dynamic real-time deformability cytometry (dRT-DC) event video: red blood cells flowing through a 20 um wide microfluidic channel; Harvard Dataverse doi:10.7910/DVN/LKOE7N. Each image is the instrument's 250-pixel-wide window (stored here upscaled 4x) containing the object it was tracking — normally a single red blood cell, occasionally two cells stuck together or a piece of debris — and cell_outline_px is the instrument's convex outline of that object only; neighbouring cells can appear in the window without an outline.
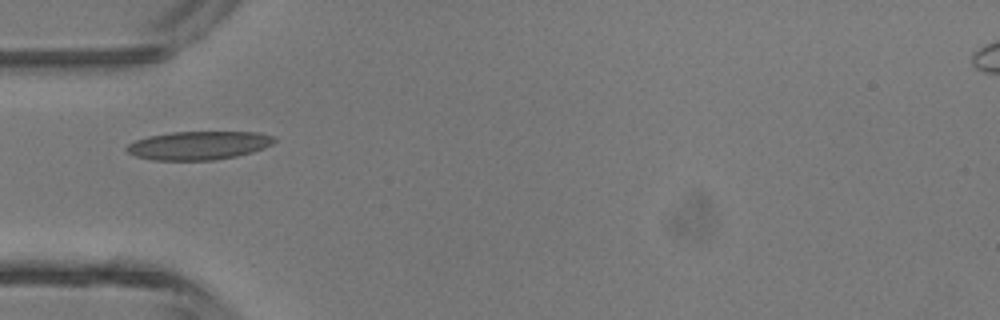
{"species": "common noctule bat (a hibernating species)", "species_latin": "Nyctalus noctula", "temperature_condition": "room temperature", "stored_images_in_passage": 2, "camera_frame_rate_fps": 3000, "um_per_image_px": 0.085, "animal": {"sex": "male", "body_mass_g": 13.3}, "frame": {"image": 1, "passage_image": 1, "time_ms": 0.0, "image_size_px": [1000, 320], "cell_outline_px": [[276, 140], [272, 144], [264, 148], [252, 152], [236, 156], [212, 160], [156, 160], [136, 156], [128, 152], [124, 148], [128, 144], [136, 140], [148, 136], [172, 132], [260, 132], [276, 136]], "centroid_in_image_um": [16.91, 12.35], "position_along_channel_um": 68.1, "area_um2": 24.51}}
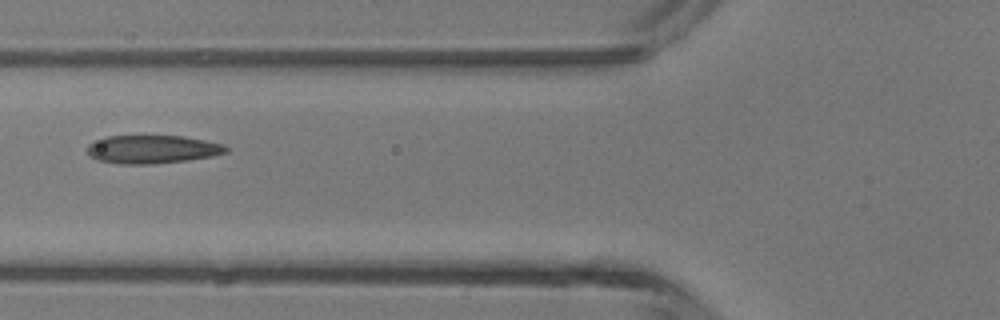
{"frame": {"image": 2, "passage_image": 2, "time_ms": 0.333, "image_size_px": [1000, 320], "cell_outline_px": [[228, 152], [212, 156], [188, 160], [152, 164], [120, 164], [100, 160], [92, 156], [88, 152], [88, 144], [92, 140], [104, 136], [184, 136], [224, 144], [228, 148]], "centroid_in_image_um": [12.95, 12.68], "position_along_channel_um": 112.8, "area_um2": 22.89}}